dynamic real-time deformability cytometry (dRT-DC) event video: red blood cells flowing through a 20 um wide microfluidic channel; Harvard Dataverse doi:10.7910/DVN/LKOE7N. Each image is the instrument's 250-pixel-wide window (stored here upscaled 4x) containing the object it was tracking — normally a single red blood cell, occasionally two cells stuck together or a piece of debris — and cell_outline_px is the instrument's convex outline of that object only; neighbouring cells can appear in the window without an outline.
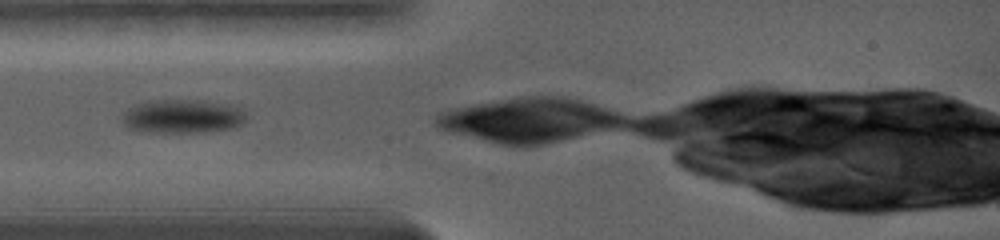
{"species": "common noctule bat (a hibernating species)", "species_latin": "Nyctalus noctula", "temperature_condition": "warm", "stored_images_in_passage": 9, "camera_frame_rate_fps": 5000, "um_per_image_px": 0.085, "animal": {"sex": "female", "body_mass_g": 19.0, "forearm_length_mm": 56.7}, "frame": {"image": 1, "passage_image": 1, "time_ms": 0.0, "image_size_px": [1000, 240], "cell_outline_px": [[244, 120], [240, 124], [232, 128], [204, 132], [140, 132], [128, 128], [124, 124], [124, 112], [128, 108], [136, 104], [160, 100], [196, 100], [224, 104], [240, 108], [244, 112]], "centroid_in_image_um": [15.48, 9.9], "position_along_channel_um": 69.5, "area_um2": 23.99}}